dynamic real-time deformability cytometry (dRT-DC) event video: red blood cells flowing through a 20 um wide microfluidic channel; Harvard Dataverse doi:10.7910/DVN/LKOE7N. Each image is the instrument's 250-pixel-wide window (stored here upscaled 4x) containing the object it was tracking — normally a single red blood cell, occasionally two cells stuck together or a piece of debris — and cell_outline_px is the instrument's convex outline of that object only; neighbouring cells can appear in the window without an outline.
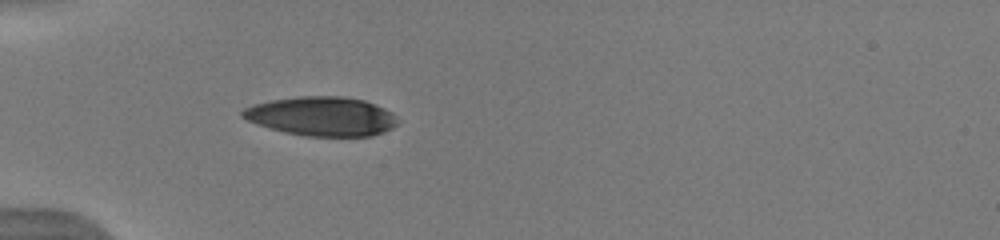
{"species": "human", "species_latin": "Homo sapiens", "temperature_condition": "warm", "stored_images_in_passage": 36, "camera_frame_rate_fps": 3000, "um_per_image_px": 0.085, "donor": {"sex": "male"}, "frame": {"image": 1, "passage_image": 1, "time_ms": 0.0, "image_size_px": [1000, 240], "cell_outline_px": [[396, 124], [392, 128], [384, 132], [372, 136], [304, 136], [284, 132], [256, 124], [240, 116], [240, 112], [244, 108], [252, 104], [272, 100], [300, 96], [340, 96], [364, 100], [384, 108], [392, 112], [396, 120]], "centroid_in_image_um": [27.31, 9.89], "position_along_channel_um": 57.7, "area_um2": 35.37}}
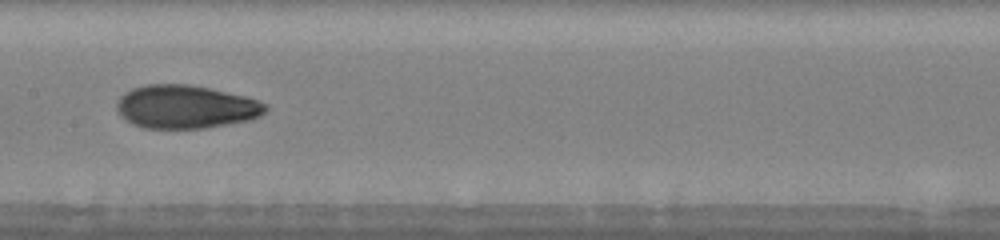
{"frame": {"image": 2, "passage_image": 12, "time_ms": 3.667, "image_size_px": [1000, 240], "cell_outline_px": [[268, 108], [260, 116], [252, 120], [204, 128], [144, 128], [132, 124], [124, 120], [120, 116], [116, 108], [116, 104], [120, 96], [124, 92], [132, 88], [144, 84], [188, 84], [208, 88], [244, 96], [268, 104]], "centroid_in_image_um": [15.75, 9.08], "position_along_channel_um": 191.6, "area_um2": 37.74}}
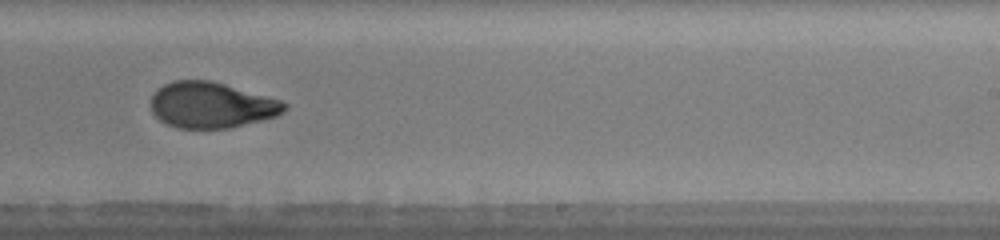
{"frame": {"image": 3, "passage_image": 18, "time_ms": 5.667, "image_size_px": [1000, 240], "cell_outline_px": [[288, 108], [284, 112], [276, 116], [228, 128], [176, 128], [160, 120], [152, 112], [152, 96], [164, 84], [172, 80], [208, 80], [224, 84], [280, 100], [288, 104]], "centroid_in_image_um": [17.97, 8.93], "position_along_channel_um": 271.0, "area_um2": 35.26}, "authors_computed_cell_mechanics": {"area_um2": 35.9516, "velocity_mm_per_s": 3.9982, "shape_relaxation_time_tau1_ms": 6.7505, "shape_relaxation_time_tau2_ms": 1.1674, "deformation_change_tau1": 0.2425, "deformation_change_tau2": 0.0671}}